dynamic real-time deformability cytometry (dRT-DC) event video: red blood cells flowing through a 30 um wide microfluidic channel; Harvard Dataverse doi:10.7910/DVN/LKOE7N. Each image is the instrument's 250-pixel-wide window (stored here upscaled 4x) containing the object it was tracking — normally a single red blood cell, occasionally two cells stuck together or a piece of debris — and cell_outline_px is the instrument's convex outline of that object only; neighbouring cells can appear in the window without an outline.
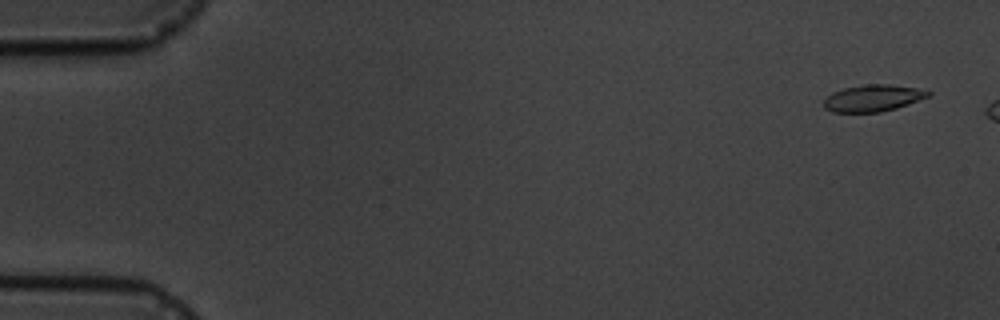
{"species": "common noctule bat (a hibernating species)", "species_latin": "Nyctalus noctula", "temperature_condition": "cold", "stored_images_in_passage": 6, "camera_frame_rate_fps": 3000, "um_per_image_px": 0.085, "animal": {"sex": "male", "body_mass_g": 19.5, "forearm_length_mm": 54.6}, "frame": {"image": 1, "passage_image": 1, "time_ms": 0.0, "image_size_px": [1000, 320], "cell_outline_px": [[932, 92], [928, 96], [896, 108], [880, 112], [832, 112], [824, 108], [824, 100], [832, 92], [844, 88], [868, 84], [892, 84], [916, 88]], "centroid_in_image_um": [74.17, 8.34], "position_along_channel_um": 10.8, "area_um2": 16.07}}